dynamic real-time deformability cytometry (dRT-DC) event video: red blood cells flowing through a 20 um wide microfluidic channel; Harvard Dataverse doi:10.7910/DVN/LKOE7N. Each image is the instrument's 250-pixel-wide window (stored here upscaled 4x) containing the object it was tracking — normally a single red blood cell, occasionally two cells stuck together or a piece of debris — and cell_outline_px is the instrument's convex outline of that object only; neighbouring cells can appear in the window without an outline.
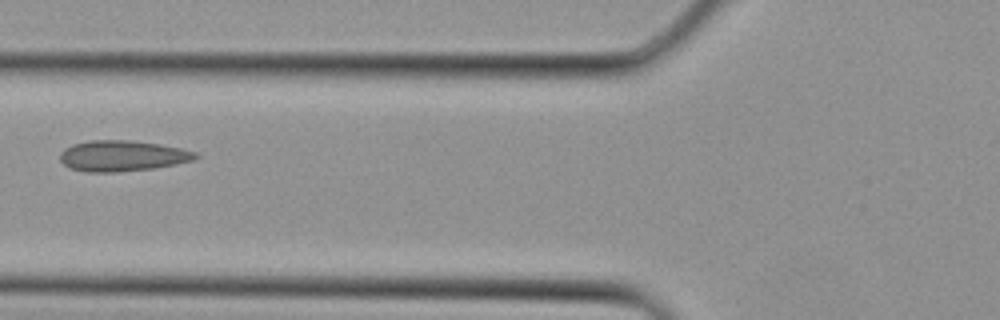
{"species": "Egyptian fruit bat (a non-hibernating species)", "species_latin": "Rousettus aegyptiacus", "temperature_condition": "cold", "stored_images_in_passage": 2, "camera_frame_rate_fps": 3000, "um_per_image_px": 0.085, "animal": {"sex": "female"}, "frame": {"image": 1, "passage_image": 2, "time_ms": 0.333, "image_size_px": [1000, 320], "cell_outline_px": [[200, 156], [192, 160], [176, 164], [156, 168], [116, 172], [88, 172], [68, 168], [60, 160], [60, 152], [64, 148], [72, 144], [92, 140], [128, 140], [160, 144], [180, 148], [196, 152]], "centroid_in_image_um": [10.38, 13.25], "position_along_channel_um": 115.4, "area_um2": 24.39}}